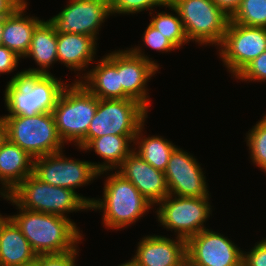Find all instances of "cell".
Wrapping results in <instances>:
<instances>
[{"label": "cell", "instance_id": "6da1fadb", "mask_svg": "<svg viewBox=\"0 0 266 266\" xmlns=\"http://www.w3.org/2000/svg\"><path fill=\"white\" fill-rule=\"evenodd\" d=\"M3 198L19 209V213L8 217L20 229L37 255L60 254L78 248L83 236L73 220L56 214L23 209L8 195Z\"/></svg>", "mask_w": 266, "mask_h": 266}, {"label": "cell", "instance_id": "7a4b0ae2", "mask_svg": "<svg viewBox=\"0 0 266 266\" xmlns=\"http://www.w3.org/2000/svg\"><path fill=\"white\" fill-rule=\"evenodd\" d=\"M66 85L52 74L16 73L7 82L4 93L8 115L34 116L52 112Z\"/></svg>", "mask_w": 266, "mask_h": 266}, {"label": "cell", "instance_id": "3957f363", "mask_svg": "<svg viewBox=\"0 0 266 266\" xmlns=\"http://www.w3.org/2000/svg\"><path fill=\"white\" fill-rule=\"evenodd\" d=\"M152 206L128 179L115 171L104 182L103 198L94 199L90 210H103V226L119 230L136 223Z\"/></svg>", "mask_w": 266, "mask_h": 266}, {"label": "cell", "instance_id": "277c9868", "mask_svg": "<svg viewBox=\"0 0 266 266\" xmlns=\"http://www.w3.org/2000/svg\"><path fill=\"white\" fill-rule=\"evenodd\" d=\"M20 208L67 217L71 212L90 210L95 198L84 197L70 189L52 186L33 173L8 195Z\"/></svg>", "mask_w": 266, "mask_h": 266}, {"label": "cell", "instance_id": "5b68a950", "mask_svg": "<svg viewBox=\"0 0 266 266\" xmlns=\"http://www.w3.org/2000/svg\"><path fill=\"white\" fill-rule=\"evenodd\" d=\"M74 81L62 90L52 115L61 140L73 142L76 146L88 132L98 107V98L77 79Z\"/></svg>", "mask_w": 266, "mask_h": 266}, {"label": "cell", "instance_id": "8992f818", "mask_svg": "<svg viewBox=\"0 0 266 266\" xmlns=\"http://www.w3.org/2000/svg\"><path fill=\"white\" fill-rule=\"evenodd\" d=\"M148 110L134 99H98L96 113L86 136L76 145L83 149L92 139L104 135H136Z\"/></svg>", "mask_w": 266, "mask_h": 266}, {"label": "cell", "instance_id": "52a82bcc", "mask_svg": "<svg viewBox=\"0 0 266 266\" xmlns=\"http://www.w3.org/2000/svg\"><path fill=\"white\" fill-rule=\"evenodd\" d=\"M3 119L8 140L33 158L63 151L64 142L58 135L52 112L34 116L4 115Z\"/></svg>", "mask_w": 266, "mask_h": 266}, {"label": "cell", "instance_id": "ba28073f", "mask_svg": "<svg viewBox=\"0 0 266 266\" xmlns=\"http://www.w3.org/2000/svg\"><path fill=\"white\" fill-rule=\"evenodd\" d=\"M177 10L185 34L198 45L222 43L230 18L212 0H169Z\"/></svg>", "mask_w": 266, "mask_h": 266}, {"label": "cell", "instance_id": "9c48e42d", "mask_svg": "<svg viewBox=\"0 0 266 266\" xmlns=\"http://www.w3.org/2000/svg\"><path fill=\"white\" fill-rule=\"evenodd\" d=\"M210 197H179L168 195L157 206L158 222L177 237L188 240L204 229L211 215Z\"/></svg>", "mask_w": 266, "mask_h": 266}, {"label": "cell", "instance_id": "30bf717a", "mask_svg": "<svg viewBox=\"0 0 266 266\" xmlns=\"http://www.w3.org/2000/svg\"><path fill=\"white\" fill-rule=\"evenodd\" d=\"M141 47L112 51L105 57L120 72V85L131 98L142 104L147 110L150 106V96L147 92V82L158 71L159 64L145 56Z\"/></svg>", "mask_w": 266, "mask_h": 266}, {"label": "cell", "instance_id": "8fae6325", "mask_svg": "<svg viewBox=\"0 0 266 266\" xmlns=\"http://www.w3.org/2000/svg\"><path fill=\"white\" fill-rule=\"evenodd\" d=\"M219 47V58L236 77L252 60L266 50V28L250 27L229 21Z\"/></svg>", "mask_w": 266, "mask_h": 266}, {"label": "cell", "instance_id": "7c38bea8", "mask_svg": "<svg viewBox=\"0 0 266 266\" xmlns=\"http://www.w3.org/2000/svg\"><path fill=\"white\" fill-rule=\"evenodd\" d=\"M33 174L52 186L75 189L97 179L92 162L66 158L63 151L34 158Z\"/></svg>", "mask_w": 266, "mask_h": 266}, {"label": "cell", "instance_id": "4fadbf2b", "mask_svg": "<svg viewBox=\"0 0 266 266\" xmlns=\"http://www.w3.org/2000/svg\"><path fill=\"white\" fill-rule=\"evenodd\" d=\"M186 256L189 266H242L243 250L207 228L186 241Z\"/></svg>", "mask_w": 266, "mask_h": 266}, {"label": "cell", "instance_id": "5bb4252c", "mask_svg": "<svg viewBox=\"0 0 266 266\" xmlns=\"http://www.w3.org/2000/svg\"><path fill=\"white\" fill-rule=\"evenodd\" d=\"M68 3L49 19L56 33L87 35L97 40L102 23L111 15L109 0H69Z\"/></svg>", "mask_w": 266, "mask_h": 266}, {"label": "cell", "instance_id": "9a60e30c", "mask_svg": "<svg viewBox=\"0 0 266 266\" xmlns=\"http://www.w3.org/2000/svg\"><path fill=\"white\" fill-rule=\"evenodd\" d=\"M203 168L182 148L171 154L164 171L169 194L179 197H209Z\"/></svg>", "mask_w": 266, "mask_h": 266}, {"label": "cell", "instance_id": "2e32d148", "mask_svg": "<svg viewBox=\"0 0 266 266\" xmlns=\"http://www.w3.org/2000/svg\"><path fill=\"white\" fill-rule=\"evenodd\" d=\"M116 171L128 179L153 206L169 195L165 173L154 168L134 150Z\"/></svg>", "mask_w": 266, "mask_h": 266}, {"label": "cell", "instance_id": "e0dca14e", "mask_svg": "<svg viewBox=\"0 0 266 266\" xmlns=\"http://www.w3.org/2000/svg\"><path fill=\"white\" fill-rule=\"evenodd\" d=\"M131 261L136 266H184L187 263L186 240L147 235L138 242Z\"/></svg>", "mask_w": 266, "mask_h": 266}, {"label": "cell", "instance_id": "ac0fdd59", "mask_svg": "<svg viewBox=\"0 0 266 266\" xmlns=\"http://www.w3.org/2000/svg\"><path fill=\"white\" fill-rule=\"evenodd\" d=\"M34 158L18 145L7 140L0 148L1 197L9 195L33 173Z\"/></svg>", "mask_w": 266, "mask_h": 266}, {"label": "cell", "instance_id": "d6986e66", "mask_svg": "<svg viewBox=\"0 0 266 266\" xmlns=\"http://www.w3.org/2000/svg\"><path fill=\"white\" fill-rule=\"evenodd\" d=\"M26 1L11 16L4 18L2 45L12 50L20 58L29 50L33 32L43 21L39 17L25 16Z\"/></svg>", "mask_w": 266, "mask_h": 266}, {"label": "cell", "instance_id": "ffe728a7", "mask_svg": "<svg viewBox=\"0 0 266 266\" xmlns=\"http://www.w3.org/2000/svg\"><path fill=\"white\" fill-rule=\"evenodd\" d=\"M96 39L91 36L66 33L57 34L58 62L71 71H81L88 68L96 55Z\"/></svg>", "mask_w": 266, "mask_h": 266}, {"label": "cell", "instance_id": "44dd1931", "mask_svg": "<svg viewBox=\"0 0 266 266\" xmlns=\"http://www.w3.org/2000/svg\"><path fill=\"white\" fill-rule=\"evenodd\" d=\"M36 257L26 237L6 215L0 223V266H22Z\"/></svg>", "mask_w": 266, "mask_h": 266}, {"label": "cell", "instance_id": "7402d4cb", "mask_svg": "<svg viewBox=\"0 0 266 266\" xmlns=\"http://www.w3.org/2000/svg\"><path fill=\"white\" fill-rule=\"evenodd\" d=\"M86 73V74H85ZM77 79L98 99H129L120 85V72L104 56L92 69Z\"/></svg>", "mask_w": 266, "mask_h": 266}, {"label": "cell", "instance_id": "603a6c76", "mask_svg": "<svg viewBox=\"0 0 266 266\" xmlns=\"http://www.w3.org/2000/svg\"><path fill=\"white\" fill-rule=\"evenodd\" d=\"M136 135H104L92 139L82 151L93 150L104 162L92 163L99 172L98 176L107 171H115L124 159L133 151L134 137Z\"/></svg>", "mask_w": 266, "mask_h": 266}, {"label": "cell", "instance_id": "cb8c5ba5", "mask_svg": "<svg viewBox=\"0 0 266 266\" xmlns=\"http://www.w3.org/2000/svg\"><path fill=\"white\" fill-rule=\"evenodd\" d=\"M25 57L33 58L39 68H29L23 70L24 73L51 74L48 68L58 61V57L57 33L49 20H43L34 30L31 44Z\"/></svg>", "mask_w": 266, "mask_h": 266}, {"label": "cell", "instance_id": "d4e9b609", "mask_svg": "<svg viewBox=\"0 0 266 266\" xmlns=\"http://www.w3.org/2000/svg\"><path fill=\"white\" fill-rule=\"evenodd\" d=\"M144 125L143 123L139 127L134 137L133 145H138V147L135 146L133 150L154 168L164 172L169 158L177 146L159 135L144 137L142 133L143 129H145Z\"/></svg>", "mask_w": 266, "mask_h": 266}, {"label": "cell", "instance_id": "484cf974", "mask_svg": "<svg viewBox=\"0 0 266 266\" xmlns=\"http://www.w3.org/2000/svg\"><path fill=\"white\" fill-rule=\"evenodd\" d=\"M165 7L171 9L176 14L156 12V16H152L150 24L155 27L159 32L166 37L177 49H180L183 44L189 43L185 34L183 23L177 10L168 3Z\"/></svg>", "mask_w": 266, "mask_h": 266}, {"label": "cell", "instance_id": "4316f807", "mask_svg": "<svg viewBox=\"0 0 266 266\" xmlns=\"http://www.w3.org/2000/svg\"><path fill=\"white\" fill-rule=\"evenodd\" d=\"M230 21L244 26L266 28V0H242Z\"/></svg>", "mask_w": 266, "mask_h": 266}, {"label": "cell", "instance_id": "83f0119b", "mask_svg": "<svg viewBox=\"0 0 266 266\" xmlns=\"http://www.w3.org/2000/svg\"><path fill=\"white\" fill-rule=\"evenodd\" d=\"M246 134L251 162L266 173V114Z\"/></svg>", "mask_w": 266, "mask_h": 266}, {"label": "cell", "instance_id": "f1b7e54d", "mask_svg": "<svg viewBox=\"0 0 266 266\" xmlns=\"http://www.w3.org/2000/svg\"><path fill=\"white\" fill-rule=\"evenodd\" d=\"M169 0H109L110 13L113 14H136L144 10H152L154 7L165 6Z\"/></svg>", "mask_w": 266, "mask_h": 266}, {"label": "cell", "instance_id": "f546056e", "mask_svg": "<svg viewBox=\"0 0 266 266\" xmlns=\"http://www.w3.org/2000/svg\"><path fill=\"white\" fill-rule=\"evenodd\" d=\"M235 78L241 81L264 82L266 80V50L247 64Z\"/></svg>", "mask_w": 266, "mask_h": 266}, {"label": "cell", "instance_id": "4dcf8cb0", "mask_svg": "<svg viewBox=\"0 0 266 266\" xmlns=\"http://www.w3.org/2000/svg\"><path fill=\"white\" fill-rule=\"evenodd\" d=\"M142 41L146 47L159 52H171L177 49L166 37H164L159 30L153 27L150 23L143 33Z\"/></svg>", "mask_w": 266, "mask_h": 266}, {"label": "cell", "instance_id": "1f68e13d", "mask_svg": "<svg viewBox=\"0 0 266 266\" xmlns=\"http://www.w3.org/2000/svg\"><path fill=\"white\" fill-rule=\"evenodd\" d=\"M79 248L60 254H41L40 266H76Z\"/></svg>", "mask_w": 266, "mask_h": 266}, {"label": "cell", "instance_id": "d6a6232c", "mask_svg": "<svg viewBox=\"0 0 266 266\" xmlns=\"http://www.w3.org/2000/svg\"><path fill=\"white\" fill-rule=\"evenodd\" d=\"M256 243L249 252L243 251L242 266H266V238Z\"/></svg>", "mask_w": 266, "mask_h": 266}, {"label": "cell", "instance_id": "836d02e7", "mask_svg": "<svg viewBox=\"0 0 266 266\" xmlns=\"http://www.w3.org/2000/svg\"><path fill=\"white\" fill-rule=\"evenodd\" d=\"M21 58L17 56L12 50L1 45L0 46V74L11 73L18 67V61Z\"/></svg>", "mask_w": 266, "mask_h": 266}, {"label": "cell", "instance_id": "e575fe53", "mask_svg": "<svg viewBox=\"0 0 266 266\" xmlns=\"http://www.w3.org/2000/svg\"><path fill=\"white\" fill-rule=\"evenodd\" d=\"M26 0H0V18L11 16Z\"/></svg>", "mask_w": 266, "mask_h": 266}, {"label": "cell", "instance_id": "d590c367", "mask_svg": "<svg viewBox=\"0 0 266 266\" xmlns=\"http://www.w3.org/2000/svg\"><path fill=\"white\" fill-rule=\"evenodd\" d=\"M216 6L231 18L238 10L242 0H212Z\"/></svg>", "mask_w": 266, "mask_h": 266}, {"label": "cell", "instance_id": "8d00e7d4", "mask_svg": "<svg viewBox=\"0 0 266 266\" xmlns=\"http://www.w3.org/2000/svg\"><path fill=\"white\" fill-rule=\"evenodd\" d=\"M8 140L7 137V126L3 119V116H0V148L3 146V144Z\"/></svg>", "mask_w": 266, "mask_h": 266}, {"label": "cell", "instance_id": "74e56055", "mask_svg": "<svg viewBox=\"0 0 266 266\" xmlns=\"http://www.w3.org/2000/svg\"><path fill=\"white\" fill-rule=\"evenodd\" d=\"M22 266H40V255H37L34 262Z\"/></svg>", "mask_w": 266, "mask_h": 266}, {"label": "cell", "instance_id": "f35d334b", "mask_svg": "<svg viewBox=\"0 0 266 266\" xmlns=\"http://www.w3.org/2000/svg\"><path fill=\"white\" fill-rule=\"evenodd\" d=\"M3 27H4V18H0V46L2 45Z\"/></svg>", "mask_w": 266, "mask_h": 266}, {"label": "cell", "instance_id": "ab89813d", "mask_svg": "<svg viewBox=\"0 0 266 266\" xmlns=\"http://www.w3.org/2000/svg\"><path fill=\"white\" fill-rule=\"evenodd\" d=\"M118 266H136V265L131 260H128L127 262H124Z\"/></svg>", "mask_w": 266, "mask_h": 266}, {"label": "cell", "instance_id": "60d3db41", "mask_svg": "<svg viewBox=\"0 0 266 266\" xmlns=\"http://www.w3.org/2000/svg\"><path fill=\"white\" fill-rule=\"evenodd\" d=\"M4 218H5V217L2 216V215L0 214V223L2 222V220H3Z\"/></svg>", "mask_w": 266, "mask_h": 266}]
</instances>
